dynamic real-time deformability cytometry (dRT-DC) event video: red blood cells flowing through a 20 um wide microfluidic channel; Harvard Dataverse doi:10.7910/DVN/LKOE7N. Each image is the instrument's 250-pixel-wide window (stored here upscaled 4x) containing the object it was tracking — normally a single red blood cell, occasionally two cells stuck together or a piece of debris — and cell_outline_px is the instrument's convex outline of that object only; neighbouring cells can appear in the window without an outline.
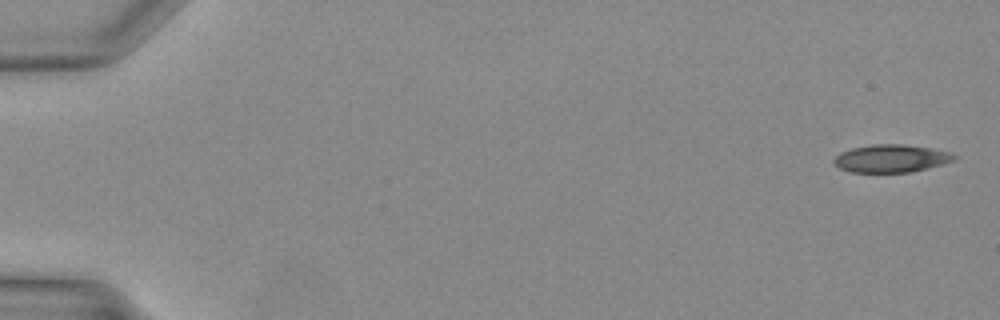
{"species": "Egyptian fruit bat (a non-hibernating species)", "species_latin": "Rousettus aegyptiacus", "temperature_condition": "warm", "stored_images_in_passage": 39, "camera_frame_rate_fps": 3000, "um_per_image_px": 0.085, "animal": {"sex": "female"}, "frame": {"image": 1, "passage_image": 1, "time_ms": 0.0, "image_size_px": [1000, 320], "cell_outline_px": [[956, 160], [912, 172], [852, 172], [840, 168], [832, 160], [840, 152], [852, 148], [872, 144], [904, 144], [932, 148], [948, 152], [956, 156]], "centroid_in_image_um": [75.74, 13.46], "position_along_channel_um": 9.3, "area_um2": 19.36}}
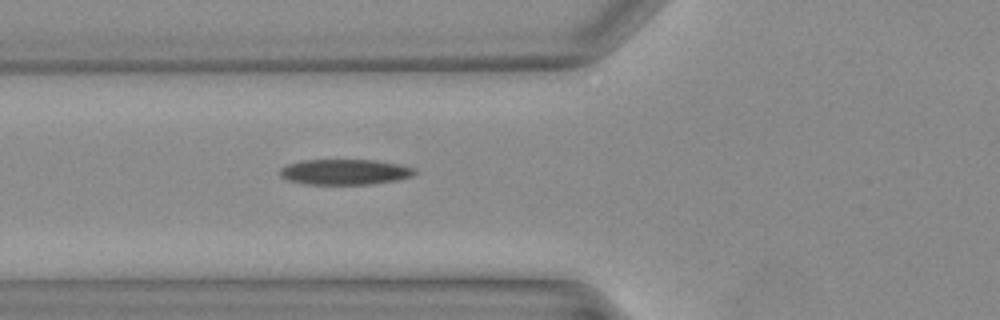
{"frame": {"image": 2, "passage_image": 15, "time_ms": 4.667, "image_size_px": [1000, 320], "cell_outline_px": [[416, 172], [412, 176], [396, 180], [368, 184], [308, 184], [288, 180], [280, 176], [280, 168], [288, 164], [304, 160], [376, 160], [400, 164], [416, 168]], "centroid_in_image_um": [29.33, 14.61], "position_along_channel_um": 96.5, "area_um2": 19.94}}
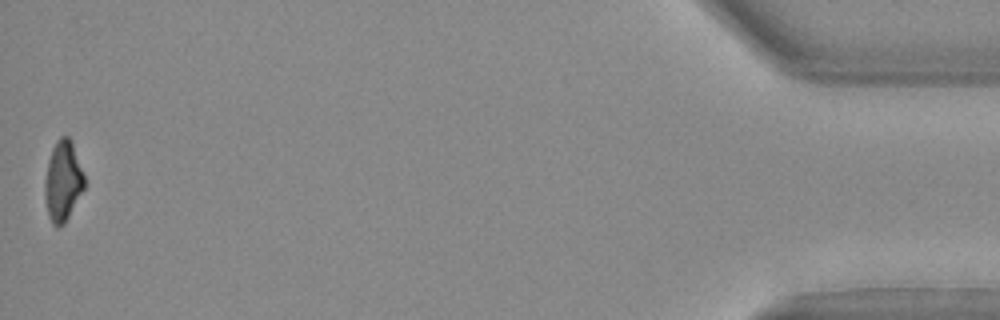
{"frame": {"image": 3, "passage_image": 39, "time_ms": 12.667, "image_size_px": [1000, 320], "cell_outline_px": [[84, 188], [64, 224], [52, 224], [48, 216], [44, 196], [44, 180], [48, 160], [52, 148], [56, 140], [60, 136], [68, 136], [72, 144], [84, 176]], "centroid_in_image_um": [5.31, 15.38], "position_along_channel_um": 429.9, "area_um2": 18.21}}